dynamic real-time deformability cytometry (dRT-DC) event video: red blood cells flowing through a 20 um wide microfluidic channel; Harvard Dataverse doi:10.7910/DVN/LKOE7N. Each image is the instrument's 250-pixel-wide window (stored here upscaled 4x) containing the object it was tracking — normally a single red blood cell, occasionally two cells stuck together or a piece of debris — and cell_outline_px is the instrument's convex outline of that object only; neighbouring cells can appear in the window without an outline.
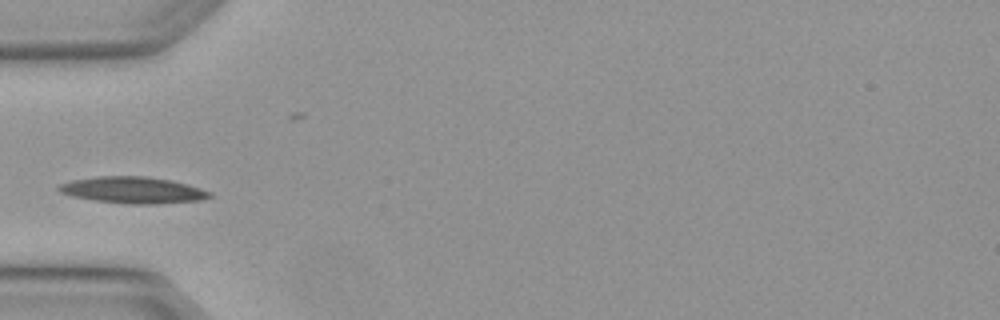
{"species": "Egyptian fruit bat (a non-hibernating species)", "species_latin": "Rousettus aegyptiacus", "temperature_condition": "warm", "stored_images_in_passage": 5, "camera_frame_rate_fps": 3000, "um_per_image_px": 0.085, "animal": {"sex": "female"}, "frame": {"image": 1, "passage_image": 4, "time_ms": 1.0, "image_size_px": [1000, 320], "cell_outline_px": [[212, 196], [200, 200], [156, 204], [128, 204], [96, 200], [72, 196], [60, 192], [56, 188], [60, 184], [72, 180], [96, 176], [144, 176], [168, 180], [188, 184], [212, 192]], "centroid_in_image_um": [11.29, 16.15], "position_along_channel_um": 73.7, "area_um2": 23.18}}
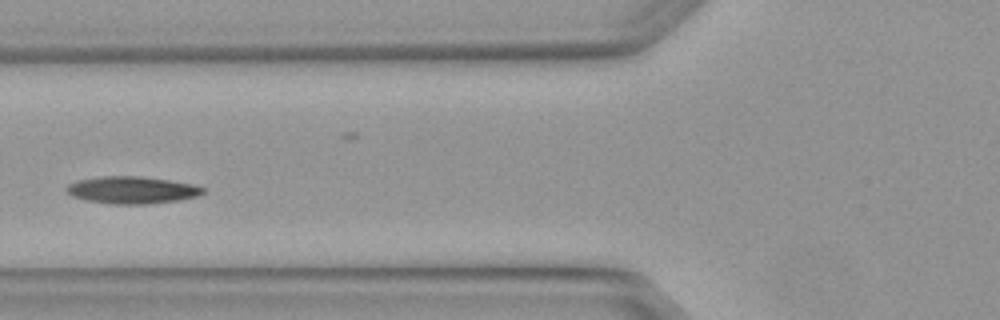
{"frame": {"image": 2, "passage_image": 5, "time_ms": 1.333, "image_size_px": [1000, 320], "cell_outline_px": [[204, 192], [196, 196], [180, 200], [148, 204], [112, 204], [88, 200], [72, 196], [64, 188], [68, 184], [80, 180], [100, 176], [140, 176], [168, 180], [192, 184], [204, 188]], "centroid_in_image_um": [11.21, 16.15], "position_along_channel_um": 114.6, "area_um2": 21.44}}